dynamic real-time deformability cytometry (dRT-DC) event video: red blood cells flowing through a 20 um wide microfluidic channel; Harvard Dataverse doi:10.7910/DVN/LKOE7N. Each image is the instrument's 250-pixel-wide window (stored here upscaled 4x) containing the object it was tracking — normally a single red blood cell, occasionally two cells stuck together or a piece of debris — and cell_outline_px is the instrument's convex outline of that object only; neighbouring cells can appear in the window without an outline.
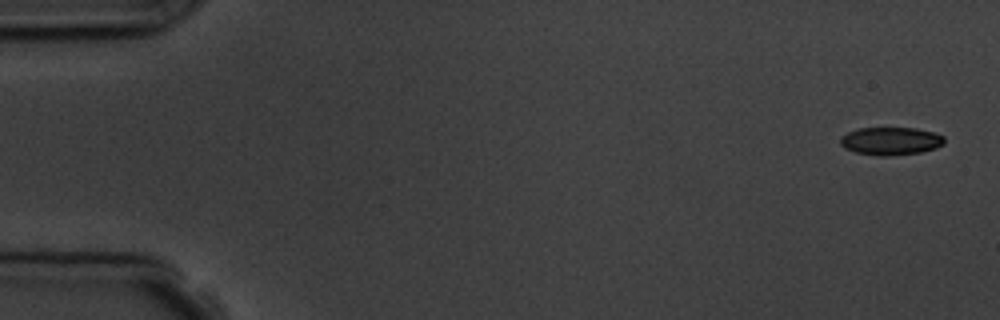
{"species": "common noctule bat (a hibernating species)", "species_latin": "Nyctalus noctula", "temperature_condition": "room temperature", "stored_images_in_passage": 5, "camera_frame_rate_fps": 3000, "um_per_image_px": 0.085, "animal": {"sex": "male", "body_mass_g": 19.5, "forearm_length_mm": 54.6}, "frame": {"image": 1, "passage_image": 1, "time_ms": 0.0, "image_size_px": [1000, 320], "cell_outline_px": [[944, 144], [936, 148], [920, 152], [888, 156], [880, 156], [856, 152], [844, 148], [840, 144], [840, 136], [856, 128], [916, 128], [932, 132], [944, 136]], "centroid_in_image_um": [75.69, 11.98], "position_along_channel_um": 9.3, "area_um2": 16.94}}
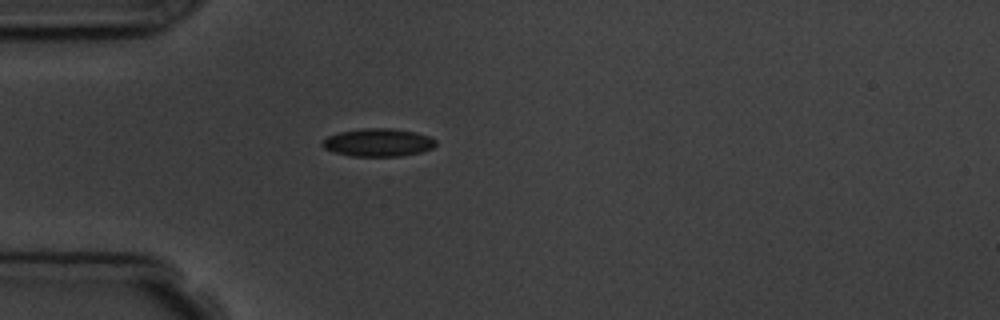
{"frame": {"image": 2, "passage_image": 5, "time_ms": 4.667, "image_size_px": [1000, 320], "cell_outline_px": [[436, 144], [432, 148], [420, 152], [400, 156], [352, 156], [332, 152], [324, 148], [320, 144], [328, 136], [340, 132], [364, 128], [388, 128], [416, 132], [428, 136], [436, 140]], "centroid_in_image_um": [32.12, 12.11], "position_along_channel_um": 52.9, "area_um2": 18.38}}